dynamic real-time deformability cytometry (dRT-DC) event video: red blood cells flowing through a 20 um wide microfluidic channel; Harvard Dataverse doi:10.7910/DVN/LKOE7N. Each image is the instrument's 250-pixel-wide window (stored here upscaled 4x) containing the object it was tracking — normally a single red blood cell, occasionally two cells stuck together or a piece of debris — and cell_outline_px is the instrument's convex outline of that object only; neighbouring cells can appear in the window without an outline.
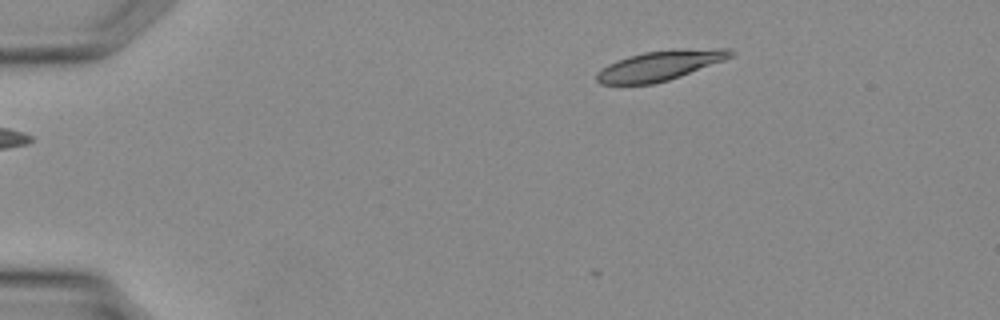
{"species": "Egyptian fruit bat (a non-hibernating species)", "species_latin": "Rousettus aegyptiacus", "temperature_condition": "warm", "stored_images_in_passage": 4, "camera_frame_rate_fps": 3000, "um_per_image_px": 0.085, "animal": {"sex": "female"}, "frame": {"image": 1, "passage_image": 1, "time_ms": 0.0, "image_size_px": [1000, 320], "cell_outline_px": [[736, 52], [732, 56], [724, 60], [680, 76], [668, 80], [652, 84], [600, 84], [596, 80], [596, 72], [608, 64], [628, 56], [644, 52], [716, 48], [728, 48]], "centroid_in_image_um": [56.07, 5.59], "position_along_channel_um": 28.9, "area_um2": 22.83}}